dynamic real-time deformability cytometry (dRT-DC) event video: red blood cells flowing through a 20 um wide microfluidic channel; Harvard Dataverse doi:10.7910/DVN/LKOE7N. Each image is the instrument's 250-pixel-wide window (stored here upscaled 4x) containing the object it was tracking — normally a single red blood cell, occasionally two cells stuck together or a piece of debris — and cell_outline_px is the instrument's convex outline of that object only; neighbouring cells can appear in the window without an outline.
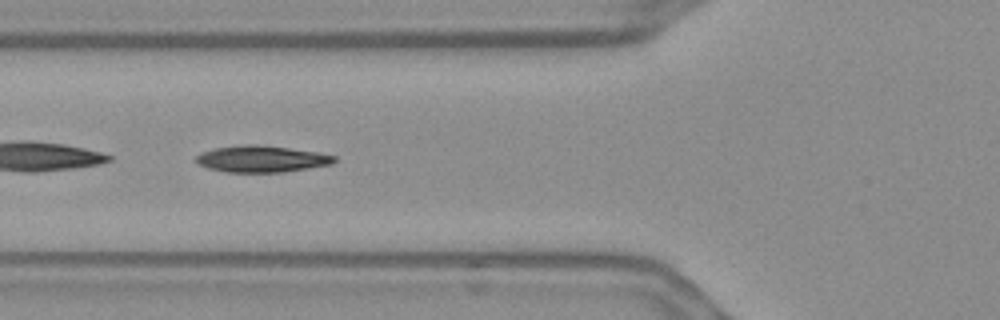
{"species": "Egyptian fruit bat (a non-hibernating species)", "species_latin": "Rousettus aegyptiacus", "temperature_condition": "warm", "stored_images_in_passage": 56, "camera_frame_rate_fps": 3000, "um_per_image_px": 0.085, "frame": {"image": 1, "passage_image": 21, "time_ms": 6.667, "image_size_px": [1000, 320], "cell_outline_px": [[336, 160], [332, 164], [284, 172], [224, 172], [208, 168], [196, 164], [196, 156], [200, 152], [216, 148], [244, 144], [256, 144], [320, 152], [336, 156]], "centroid_in_image_um": [22.22, 13.51], "position_along_channel_um": 103.6, "area_um2": 21.5}}
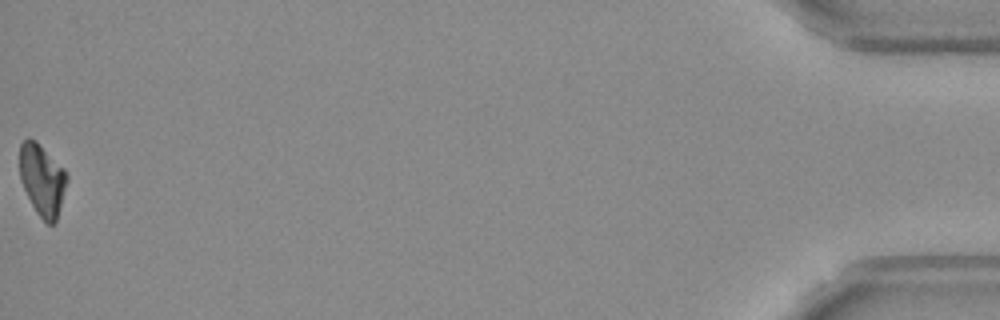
{"frame": {"image": 2, "passage_image": 56, "time_ms": 18.333, "image_size_px": [1000, 320], "cell_outline_px": [[68, 180], [56, 220], [52, 224], [48, 224], [36, 212], [20, 180], [20, 144], [28, 136], [36, 140], [64, 168], [68, 176]], "centroid_in_image_um": [3.59, 15.24], "position_along_channel_um": 431.6, "area_um2": 19.59}, "authors_computed_cell_mechanics": {"area_um2": 21.5016, "velocity_mm_per_s": 3.6701, "shape_relaxation_time_tau1_ms": 5.4658, "shape_relaxation_time_tau2_ms": 5.0534, "deformation_change_tau1": 0.18, "deformation_change_tau2": 0.0862}}